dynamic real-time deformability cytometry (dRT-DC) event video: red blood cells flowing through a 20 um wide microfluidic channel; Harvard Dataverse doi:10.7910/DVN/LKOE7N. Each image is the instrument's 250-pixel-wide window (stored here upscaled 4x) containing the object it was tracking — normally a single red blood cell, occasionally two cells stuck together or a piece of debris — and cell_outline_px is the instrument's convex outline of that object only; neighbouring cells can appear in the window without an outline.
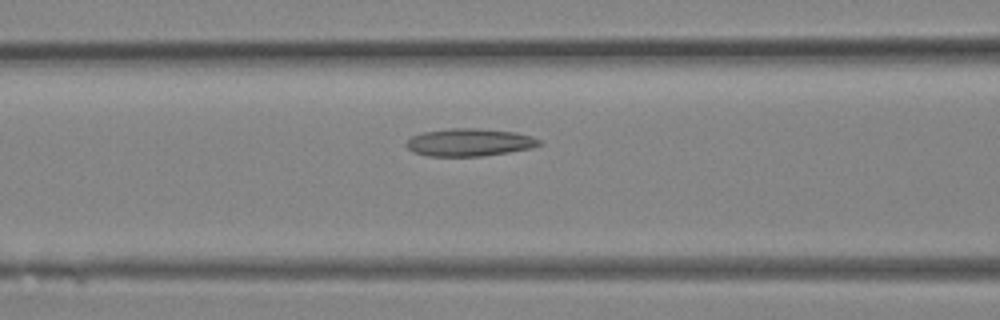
{"species": "Egyptian fruit bat (a non-hibernating species)", "species_latin": "Rousettus aegyptiacus", "temperature_condition": "room temperature", "stored_images_in_passage": 26, "camera_frame_rate_fps": 3000, "um_per_image_px": 0.085, "animal": {"sex": "female"}, "frame": {"image": 1, "passage_image": 7, "time_ms": 2.0, "image_size_px": [1000, 320], "cell_outline_px": [[544, 144], [532, 148], [484, 156], [428, 156], [412, 152], [404, 144], [412, 136], [424, 132], [448, 128], [476, 128], [516, 132], [532, 136], [540, 140]], "centroid_in_image_um": [39.91, 12.1], "position_along_channel_um": 126.7, "area_um2": 21.56}}
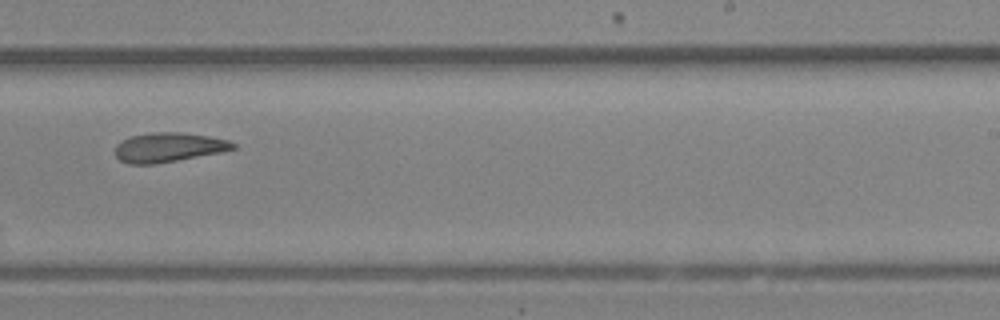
{"frame": {"image": 2, "passage_image": 14, "time_ms": 4.333, "image_size_px": [1000, 320], "cell_outline_px": [[236, 148], [220, 152], [156, 164], [128, 164], [120, 160], [116, 156], [116, 144], [120, 140], [128, 136], [152, 132], [180, 132], [208, 136], [228, 140], [236, 144]], "centroid_in_image_um": [14.28, 12.51], "position_along_channel_um": 274.7, "area_um2": 20.23}}
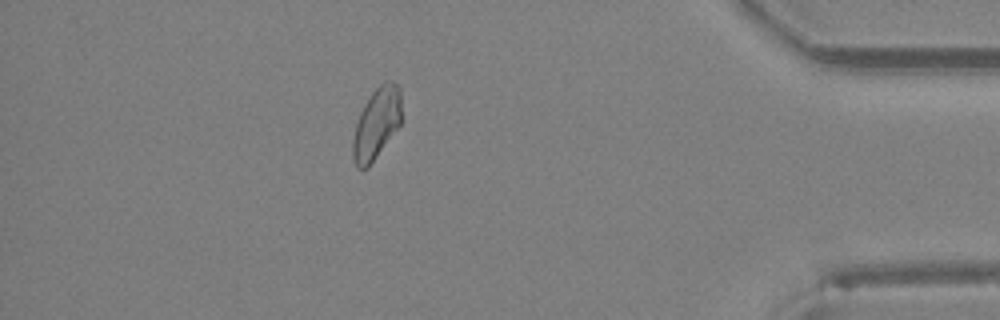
{"frame": {"image": 3, "passage_image": 22, "time_ms": 7.0, "image_size_px": [1000, 320], "cell_outline_px": [[400, 124], [368, 168], [356, 168], [352, 160], [352, 140], [356, 124], [360, 112], [364, 104], [372, 92], [384, 80], [392, 80], [400, 88]], "centroid_in_image_um": [31.97, 10.5], "position_along_channel_um": 403.2, "area_um2": 20.11}}